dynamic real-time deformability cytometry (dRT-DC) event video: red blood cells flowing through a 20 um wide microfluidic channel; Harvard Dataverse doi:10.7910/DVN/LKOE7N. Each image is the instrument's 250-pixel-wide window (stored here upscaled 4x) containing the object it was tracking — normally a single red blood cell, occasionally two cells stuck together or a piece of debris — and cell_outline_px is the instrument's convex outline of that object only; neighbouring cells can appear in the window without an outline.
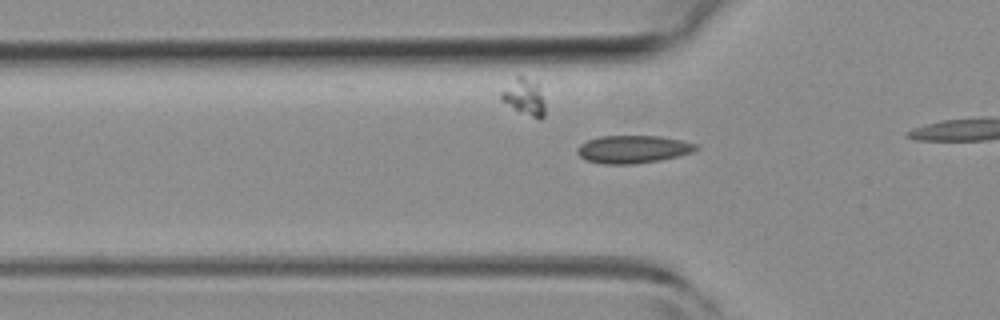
{"species": "common noctule bat (a hibernating species)", "species_latin": "Nyctalus noctula", "temperature_condition": "room temperature", "stored_images_in_passage": 19, "camera_frame_rate_fps": 3000, "um_per_image_px": 0.085, "animal": {"sex": "female", "body_mass_g": 19.3, "forearm_length_mm": 54.1}, "frame": {"image": 1, "passage_image": 13, "time_ms": 4.0, "image_size_px": [1000, 320], "cell_outline_px": [[700, 148], [692, 152], [660, 160], [632, 164], [604, 164], [588, 160], [580, 156], [576, 152], [576, 148], [580, 144], [588, 140], [600, 136], [660, 136], [700, 144]], "centroid_in_image_um": [53.82, 12.68], "position_along_channel_um": 72.0, "area_um2": 19.19}}
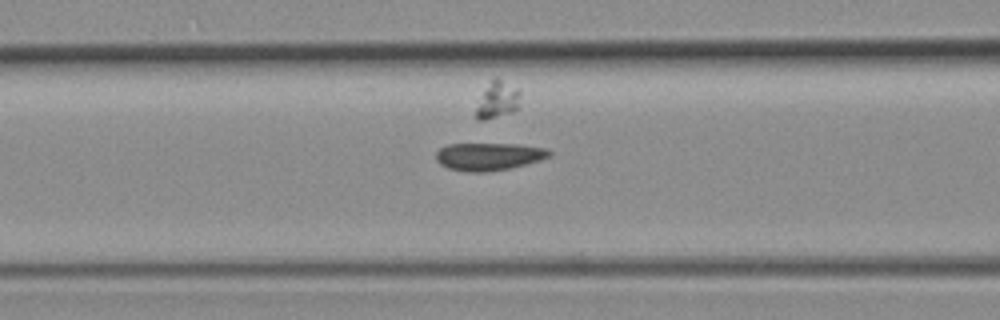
{"frame": {"image": 2, "passage_image": 17, "time_ms": 5.333, "image_size_px": [1000, 320], "cell_outline_px": [[552, 156], [540, 160], [508, 168], [488, 172], [468, 172], [448, 168], [440, 164], [436, 160], [436, 152], [440, 148], [448, 144], [520, 144], [544, 148], [552, 152]], "centroid_in_image_um": [41.53, 13.3], "position_along_channel_um": 125.1, "area_um2": 18.21}}